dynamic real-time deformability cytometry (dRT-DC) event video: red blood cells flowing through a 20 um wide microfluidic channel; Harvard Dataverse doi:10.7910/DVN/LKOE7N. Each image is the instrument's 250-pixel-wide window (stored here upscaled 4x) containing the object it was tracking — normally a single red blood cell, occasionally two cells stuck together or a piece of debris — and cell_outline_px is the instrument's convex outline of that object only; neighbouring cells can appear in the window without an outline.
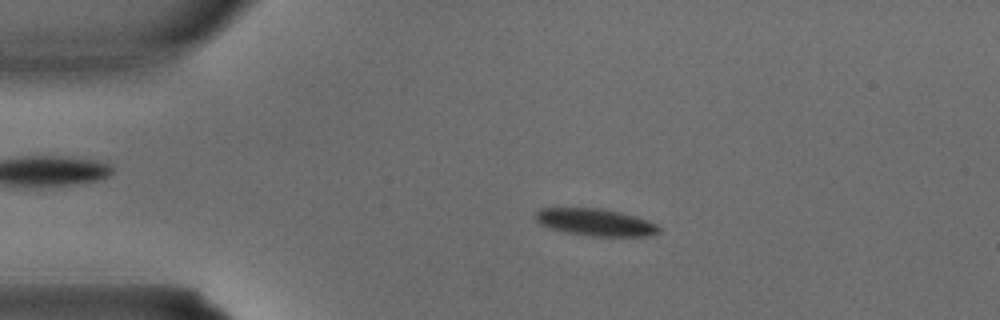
{"species": "common noctule bat (a hibernating species)", "species_latin": "Nyctalus noctula", "temperature_condition": "warm", "stored_images_in_passage": 2, "camera_frame_rate_fps": 3000, "um_per_image_px": 0.085, "animal": {"sex": "male", "body_mass_g": 15.6}, "frame": {"image": 1, "passage_image": 1, "time_ms": 0.0, "image_size_px": [1000, 320], "cell_outline_px": [[660, 232], [648, 236], [592, 236], [564, 232], [548, 228], [540, 224], [536, 220], [536, 212], [540, 208], [600, 208], [620, 212], [656, 224], [660, 228]], "centroid_in_image_um": [50.57, 18.9], "position_along_channel_um": 34.4, "area_um2": 19.36}}